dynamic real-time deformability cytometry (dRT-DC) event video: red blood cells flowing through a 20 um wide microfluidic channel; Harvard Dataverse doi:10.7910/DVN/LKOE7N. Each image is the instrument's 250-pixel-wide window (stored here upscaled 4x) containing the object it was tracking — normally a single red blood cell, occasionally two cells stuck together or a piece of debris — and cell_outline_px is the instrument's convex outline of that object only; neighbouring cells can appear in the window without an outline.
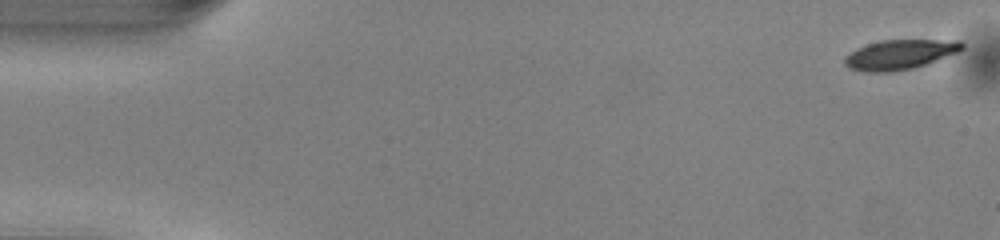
{"species": "common noctule bat (a hibernating species)", "species_latin": "Nyctalus noctula", "temperature_condition": "warm", "stored_images_in_passage": 11, "camera_frame_rate_fps": 3000, "um_per_image_px": 0.085, "animal": {"sex": "male", "body_mass_g": 13.0, "forearm_length_mm": 53.1}, "frame": {"image": 1, "passage_image": 1, "time_ms": 0.0, "image_size_px": [1000, 240], "cell_outline_px": [[964, 48], [956, 52], [936, 60], [912, 68], [892, 72], [864, 72], [848, 68], [844, 64], [844, 56], [856, 48], [880, 40], [960, 40], [964, 44]], "centroid_in_image_um": [76.43, 4.63], "position_along_channel_um": 8.6, "area_um2": 20.29}}